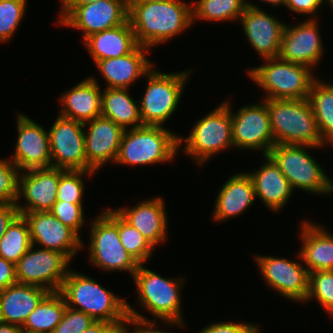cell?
Segmentation results:
<instances>
[{
    "instance_id": "5b68a950",
    "label": "cell",
    "mask_w": 333,
    "mask_h": 333,
    "mask_svg": "<svg viewBox=\"0 0 333 333\" xmlns=\"http://www.w3.org/2000/svg\"><path fill=\"white\" fill-rule=\"evenodd\" d=\"M265 64L247 70L250 79L265 90L264 99H308L314 78L310 67L279 57L264 59Z\"/></svg>"
},
{
    "instance_id": "603a6c76",
    "label": "cell",
    "mask_w": 333,
    "mask_h": 333,
    "mask_svg": "<svg viewBox=\"0 0 333 333\" xmlns=\"http://www.w3.org/2000/svg\"><path fill=\"white\" fill-rule=\"evenodd\" d=\"M162 197L143 200L136 206L115 209L155 248L167 238V216Z\"/></svg>"
},
{
    "instance_id": "b9f144b4",
    "label": "cell",
    "mask_w": 333,
    "mask_h": 333,
    "mask_svg": "<svg viewBox=\"0 0 333 333\" xmlns=\"http://www.w3.org/2000/svg\"><path fill=\"white\" fill-rule=\"evenodd\" d=\"M127 312L128 316L126 321L121 327V333H171L166 332L163 330L155 329V326H157V323L154 321L148 320L144 315L137 312V310H134L133 307L127 303ZM128 324H131L134 327L132 331H129ZM129 331V332H128ZM173 333V332H172Z\"/></svg>"
},
{
    "instance_id": "4316f807",
    "label": "cell",
    "mask_w": 333,
    "mask_h": 333,
    "mask_svg": "<svg viewBox=\"0 0 333 333\" xmlns=\"http://www.w3.org/2000/svg\"><path fill=\"white\" fill-rule=\"evenodd\" d=\"M217 194L213 220L219 222L239 216L256 199L254 185L248 173L232 175Z\"/></svg>"
},
{
    "instance_id": "e575fe53",
    "label": "cell",
    "mask_w": 333,
    "mask_h": 333,
    "mask_svg": "<svg viewBox=\"0 0 333 333\" xmlns=\"http://www.w3.org/2000/svg\"><path fill=\"white\" fill-rule=\"evenodd\" d=\"M119 237L126 251L139 263L144 264L151 258L154 247L129 222L119 214Z\"/></svg>"
},
{
    "instance_id": "bcb514c9",
    "label": "cell",
    "mask_w": 333,
    "mask_h": 333,
    "mask_svg": "<svg viewBox=\"0 0 333 333\" xmlns=\"http://www.w3.org/2000/svg\"><path fill=\"white\" fill-rule=\"evenodd\" d=\"M17 283L15 264L0 257V291Z\"/></svg>"
},
{
    "instance_id": "44dd1931",
    "label": "cell",
    "mask_w": 333,
    "mask_h": 333,
    "mask_svg": "<svg viewBox=\"0 0 333 333\" xmlns=\"http://www.w3.org/2000/svg\"><path fill=\"white\" fill-rule=\"evenodd\" d=\"M85 154L88 165L96 172L108 161L115 162L124 129L102 116L84 123Z\"/></svg>"
},
{
    "instance_id": "74e56055",
    "label": "cell",
    "mask_w": 333,
    "mask_h": 333,
    "mask_svg": "<svg viewBox=\"0 0 333 333\" xmlns=\"http://www.w3.org/2000/svg\"><path fill=\"white\" fill-rule=\"evenodd\" d=\"M27 0H0V42L14 35L25 16Z\"/></svg>"
},
{
    "instance_id": "c3c4849f",
    "label": "cell",
    "mask_w": 333,
    "mask_h": 333,
    "mask_svg": "<svg viewBox=\"0 0 333 333\" xmlns=\"http://www.w3.org/2000/svg\"><path fill=\"white\" fill-rule=\"evenodd\" d=\"M0 333H21V327L0 321Z\"/></svg>"
},
{
    "instance_id": "8992f818",
    "label": "cell",
    "mask_w": 333,
    "mask_h": 333,
    "mask_svg": "<svg viewBox=\"0 0 333 333\" xmlns=\"http://www.w3.org/2000/svg\"><path fill=\"white\" fill-rule=\"evenodd\" d=\"M132 279L138 291V301L145 310L160 321L184 327L179 293L183 278H165L140 264Z\"/></svg>"
},
{
    "instance_id": "ba28073f",
    "label": "cell",
    "mask_w": 333,
    "mask_h": 333,
    "mask_svg": "<svg viewBox=\"0 0 333 333\" xmlns=\"http://www.w3.org/2000/svg\"><path fill=\"white\" fill-rule=\"evenodd\" d=\"M182 142H185L182 152L199 165L233 147L230 107L225 102L218 105L195 123L187 138L179 137V146Z\"/></svg>"
},
{
    "instance_id": "d6986e66",
    "label": "cell",
    "mask_w": 333,
    "mask_h": 333,
    "mask_svg": "<svg viewBox=\"0 0 333 333\" xmlns=\"http://www.w3.org/2000/svg\"><path fill=\"white\" fill-rule=\"evenodd\" d=\"M19 174L18 199L16 202L20 215L37 211H49L57 201L60 168H33ZM25 198L27 206L18 203Z\"/></svg>"
},
{
    "instance_id": "4fadbf2b",
    "label": "cell",
    "mask_w": 333,
    "mask_h": 333,
    "mask_svg": "<svg viewBox=\"0 0 333 333\" xmlns=\"http://www.w3.org/2000/svg\"><path fill=\"white\" fill-rule=\"evenodd\" d=\"M84 123L58 115L48 131L51 167L94 171L85 154Z\"/></svg>"
},
{
    "instance_id": "681fc988",
    "label": "cell",
    "mask_w": 333,
    "mask_h": 333,
    "mask_svg": "<svg viewBox=\"0 0 333 333\" xmlns=\"http://www.w3.org/2000/svg\"><path fill=\"white\" fill-rule=\"evenodd\" d=\"M99 0H61L62 6H82L84 4H90L98 2Z\"/></svg>"
},
{
    "instance_id": "7a4b0ae2",
    "label": "cell",
    "mask_w": 333,
    "mask_h": 333,
    "mask_svg": "<svg viewBox=\"0 0 333 333\" xmlns=\"http://www.w3.org/2000/svg\"><path fill=\"white\" fill-rule=\"evenodd\" d=\"M59 292L69 308L86 313L94 321L116 324L121 328L127 319V301L82 273L69 270Z\"/></svg>"
},
{
    "instance_id": "ac0fdd59",
    "label": "cell",
    "mask_w": 333,
    "mask_h": 333,
    "mask_svg": "<svg viewBox=\"0 0 333 333\" xmlns=\"http://www.w3.org/2000/svg\"><path fill=\"white\" fill-rule=\"evenodd\" d=\"M240 22L251 47L263 59L279 56L285 23L275 19L251 2H248L240 17Z\"/></svg>"
},
{
    "instance_id": "9c48e42d",
    "label": "cell",
    "mask_w": 333,
    "mask_h": 333,
    "mask_svg": "<svg viewBox=\"0 0 333 333\" xmlns=\"http://www.w3.org/2000/svg\"><path fill=\"white\" fill-rule=\"evenodd\" d=\"M312 146L275 144L269 156L278 165L292 188L317 194H333V181L305 150Z\"/></svg>"
},
{
    "instance_id": "277c9868",
    "label": "cell",
    "mask_w": 333,
    "mask_h": 333,
    "mask_svg": "<svg viewBox=\"0 0 333 333\" xmlns=\"http://www.w3.org/2000/svg\"><path fill=\"white\" fill-rule=\"evenodd\" d=\"M164 126L143 125L124 130L115 163L151 165L174 160L179 137Z\"/></svg>"
},
{
    "instance_id": "4dcf8cb0",
    "label": "cell",
    "mask_w": 333,
    "mask_h": 333,
    "mask_svg": "<svg viewBox=\"0 0 333 333\" xmlns=\"http://www.w3.org/2000/svg\"><path fill=\"white\" fill-rule=\"evenodd\" d=\"M66 303L62 294L49 292L33 310L21 329L53 333L56 326L61 322Z\"/></svg>"
},
{
    "instance_id": "ab89813d",
    "label": "cell",
    "mask_w": 333,
    "mask_h": 333,
    "mask_svg": "<svg viewBox=\"0 0 333 333\" xmlns=\"http://www.w3.org/2000/svg\"><path fill=\"white\" fill-rule=\"evenodd\" d=\"M64 225L79 233L82 224H85L83 204H73L65 201H56L49 210Z\"/></svg>"
},
{
    "instance_id": "f907efd6",
    "label": "cell",
    "mask_w": 333,
    "mask_h": 333,
    "mask_svg": "<svg viewBox=\"0 0 333 333\" xmlns=\"http://www.w3.org/2000/svg\"><path fill=\"white\" fill-rule=\"evenodd\" d=\"M262 2H267L268 4L270 3L273 7L275 6H280L281 4L282 5H285L286 3V0H261Z\"/></svg>"
},
{
    "instance_id": "f546056e",
    "label": "cell",
    "mask_w": 333,
    "mask_h": 333,
    "mask_svg": "<svg viewBox=\"0 0 333 333\" xmlns=\"http://www.w3.org/2000/svg\"><path fill=\"white\" fill-rule=\"evenodd\" d=\"M101 116L112 120L124 130L143 126L139 102L129 95L128 89L105 88L101 93Z\"/></svg>"
},
{
    "instance_id": "52a82bcc",
    "label": "cell",
    "mask_w": 333,
    "mask_h": 333,
    "mask_svg": "<svg viewBox=\"0 0 333 333\" xmlns=\"http://www.w3.org/2000/svg\"><path fill=\"white\" fill-rule=\"evenodd\" d=\"M90 226V262L106 271H127L133 277L140 264L120 242L119 213L106 209Z\"/></svg>"
},
{
    "instance_id": "d4e9b609",
    "label": "cell",
    "mask_w": 333,
    "mask_h": 333,
    "mask_svg": "<svg viewBox=\"0 0 333 333\" xmlns=\"http://www.w3.org/2000/svg\"><path fill=\"white\" fill-rule=\"evenodd\" d=\"M48 293L43 287L21 283L0 291V321L22 327Z\"/></svg>"
},
{
    "instance_id": "5bb4252c",
    "label": "cell",
    "mask_w": 333,
    "mask_h": 333,
    "mask_svg": "<svg viewBox=\"0 0 333 333\" xmlns=\"http://www.w3.org/2000/svg\"><path fill=\"white\" fill-rule=\"evenodd\" d=\"M225 103L230 107L234 147L242 150L261 149L264 156L268 155L275 141L266 103H253L241 107L236 113L231 111L228 101Z\"/></svg>"
},
{
    "instance_id": "9a60e30c",
    "label": "cell",
    "mask_w": 333,
    "mask_h": 333,
    "mask_svg": "<svg viewBox=\"0 0 333 333\" xmlns=\"http://www.w3.org/2000/svg\"><path fill=\"white\" fill-rule=\"evenodd\" d=\"M260 274L269 287L292 301L305 302L308 294L309 271L301 262L274 256L255 257Z\"/></svg>"
},
{
    "instance_id": "83f0119b",
    "label": "cell",
    "mask_w": 333,
    "mask_h": 333,
    "mask_svg": "<svg viewBox=\"0 0 333 333\" xmlns=\"http://www.w3.org/2000/svg\"><path fill=\"white\" fill-rule=\"evenodd\" d=\"M302 248L298 252L307 270H333V235L323 226L305 221L301 223ZM308 266V267H307Z\"/></svg>"
},
{
    "instance_id": "d590c367",
    "label": "cell",
    "mask_w": 333,
    "mask_h": 333,
    "mask_svg": "<svg viewBox=\"0 0 333 333\" xmlns=\"http://www.w3.org/2000/svg\"><path fill=\"white\" fill-rule=\"evenodd\" d=\"M316 299L329 316L333 315V270L309 273L308 294L305 301Z\"/></svg>"
},
{
    "instance_id": "e0dca14e",
    "label": "cell",
    "mask_w": 333,
    "mask_h": 333,
    "mask_svg": "<svg viewBox=\"0 0 333 333\" xmlns=\"http://www.w3.org/2000/svg\"><path fill=\"white\" fill-rule=\"evenodd\" d=\"M18 138L12 162L20 171L51 167L49 133L24 114L17 116Z\"/></svg>"
},
{
    "instance_id": "ee69618b",
    "label": "cell",
    "mask_w": 333,
    "mask_h": 333,
    "mask_svg": "<svg viewBox=\"0 0 333 333\" xmlns=\"http://www.w3.org/2000/svg\"><path fill=\"white\" fill-rule=\"evenodd\" d=\"M323 2L324 0H286L285 7L296 14H308L310 16L316 13Z\"/></svg>"
},
{
    "instance_id": "f1b7e54d",
    "label": "cell",
    "mask_w": 333,
    "mask_h": 333,
    "mask_svg": "<svg viewBox=\"0 0 333 333\" xmlns=\"http://www.w3.org/2000/svg\"><path fill=\"white\" fill-rule=\"evenodd\" d=\"M82 41L94 63L127 55L138 46L128 20L120 26L94 33Z\"/></svg>"
},
{
    "instance_id": "3957f363",
    "label": "cell",
    "mask_w": 333,
    "mask_h": 333,
    "mask_svg": "<svg viewBox=\"0 0 333 333\" xmlns=\"http://www.w3.org/2000/svg\"><path fill=\"white\" fill-rule=\"evenodd\" d=\"M275 144L323 147L309 99H263Z\"/></svg>"
},
{
    "instance_id": "1f68e13d",
    "label": "cell",
    "mask_w": 333,
    "mask_h": 333,
    "mask_svg": "<svg viewBox=\"0 0 333 333\" xmlns=\"http://www.w3.org/2000/svg\"><path fill=\"white\" fill-rule=\"evenodd\" d=\"M314 116L324 144L333 145V84L315 79L309 93Z\"/></svg>"
},
{
    "instance_id": "d6a6232c",
    "label": "cell",
    "mask_w": 333,
    "mask_h": 333,
    "mask_svg": "<svg viewBox=\"0 0 333 333\" xmlns=\"http://www.w3.org/2000/svg\"><path fill=\"white\" fill-rule=\"evenodd\" d=\"M31 245L28 221L19 214L0 239V257L16 264Z\"/></svg>"
},
{
    "instance_id": "7dc6e473",
    "label": "cell",
    "mask_w": 333,
    "mask_h": 333,
    "mask_svg": "<svg viewBox=\"0 0 333 333\" xmlns=\"http://www.w3.org/2000/svg\"><path fill=\"white\" fill-rule=\"evenodd\" d=\"M82 333H121V328L116 324L95 321Z\"/></svg>"
},
{
    "instance_id": "6da1fadb",
    "label": "cell",
    "mask_w": 333,
    "mask_h": 333,
    "mask_svg": "<svg viewBox=\"0 0 333 333\" xmlns=\"http://www.w3.org/2000/svg\"><path fill=\"white\" fill-rule=\"evenodd\" d=\"M192 6L181 0L128 2V21L138 45L150 49L190 28Z\"/></svg>"
},
{
    "instance_id": "836d02e7",
    "label": "cell",
    "mask_w": 333,
    "mask_h": 333,
    "mask_svg": "<svg viewBox=\"0 0 333 333\" xmlns=\"http://www.w3.org/2000/svg\"><path fill=\"white\" fill-rule=\"evenodd\" d=\"M248 1L245 0H197L192 7V22L240 20Z\"/></svg>"
},
{
    "instance_id": "7bdbcfd3",
    "label": "cell",
    "mask_w": 333,
    "mask_h": 333,
    "mask_svg": "<svg viewBox=\"0 0 333 333\" xmlns=\"http://www.w3.org/2000/svg\"><path fill=\"white\" fill-rule=\"evenodd\" d=\"M199 333H260L256 324L216 322L205 326Z\"/></svg>"
},
{
    "instance_id": "60d3db41",
    "label": "cell",
    "mask_w": 333,
    "mask_h": 333,
    "mask_svg": "<svg viewBox=\"0 0 333 333\" xmlns=\"http://www.w3.org/2000/svg\"><path fill=\"white\" fill-rule=\"evenodd\" d=\"M94 322L86 313L66 306L61 322L53 333H82Z\"/></svg>"
},
{
    "instance_id": "7c38bea8",
    "label": "cell",
    "mask_w": 333,
    "mask_h": 333,
    "mask_svg": "<svg viewBox=\"0 0 333 333\" xmlns=\"http://www.w3.org/2000/svg\"><path fill=\"white\" fill-rule=\"evenodd\" d=\"M34 248L31 245L15 264L17 283L40 286L49 292L60 291L71 261L60 252Z\"/></svg>"
},
{
    "instance_id": "cb8c5ba5",
    "label": "cell",
    "mask_w": 333,
    "mask_h": 333,
    "mask_svg": "<svg viewBox=\"0 0 333 333\" xmlns=\"http://www.w3.org/2000/svg\"><path fill=\"white\" fill-rule=\"evenodd\" d=\"M266 162L254 172H248L251 177L255 197L273 211H280L292 196L293 188L278 165L269 156H264Z\"/></svg>"
},
{
    "instance_id": "816d5d0a",
    "label": "cell",
    "mask_w": 333,
    "mask_h": 333,
    "mask_svg": "<svg viewBox=\"0 0 333 333\" xmlns=\"http://www.w3.org/2000/svg\"><path fill=\"white\" fill-rule=\"evenodd\" d=\"M169 0H128V2H166Z\"/></svg>"
},
{
    "instance_id": "ffe728a7",
    "label": "cell",
    "mask_w": 333,
    "mask_h": 333,
    "mask_svg": "<svg viewBox=\"0 0 333 333\" xmlns=\"http://www.w3.org/2000/svg\"><path fill=\"white\" fill-rule=\"evenodd\" d=\"M317 19L312 16L297 26L286 24L280 46L279 58L312 68L323 55V46Z\"/></svg>"
},
{
    "instance_id": "db71d44e",
    "label": "cell",
    "mask_w": 333,
    "mask_h": 333,
    "mask_svg": "<svg viewBox=\"0 0 333 333\" xmlns=\"http://www.w3.org/2000/svg\"><path fill=\"white\" fill-rule=\"evenodd\" d=\"M328 3H329V5L331 6V8H333V0H326Z\"/></svg>"
},
{
    "instance_id": "8d00e7d4",
    "label": "cell",
    "mask_w": 333,
    "mask_h": 333,
    "mask_svg": "<svg viewBox=\"0 0 333 333\" xmlns=\"http://www.w3.org/2000/svg\"><path fill=\"white\" fill-rule=\"evenodd\" d=\"M95 174V171L64 170L60 169V178L57 189V201L73 204H83L84 181L83 175Z\"/></svg>"
},
{
    "instance_id": "f35d334b",
    "label": "cell",
    "mask_w": 333,
    "mask_h": 333,
    "mask_svg": "<svg viewBox=\"0 0 333 333\" xmlns=\"http://www.w3.org/2000/svg\"><path fill=\"white\" fill-rule=\"evenodd\" d=\"M20 170L9 159L0 160V203H16Z\"/></svg>"
},
{
    "instance_id": "7402d4cb",
    "label": "cell",
    "mask_w": 333,
    "mask_h": 333,
    "mask_svg": "<svg viewBox=\"0 0 333 333\" xmlns=\"http://www.w3.org/2000/svg\"><path fill=\"white\" fill-rule=\"evenodd\" d=\"M148 51L149 48L138 45L127 55L97 61L95 65L106 80V87L129 89L135 80L145 77L154 68L146 57Z\"/></svg>"
},
{
    "instance_id": "f6af8a7d",
    "label": "cell",
    "mask_w": 333,
    "mask_h": 333,
    "mask_svg": "<svg viewBox=\"0 0 333 333\" xmlns=\"http://www.w3.org/2000/svg\"><path fill=\"white\" fill-rule=\"evenodd\" d=\"M18 215L16 203H0V239Z\"/></svg>"
},
{
    "instance_id": "30bf717a",
    "label": "cell",
    "mask_w": 333,
    "mask_h": 333,
    "mask_svg": "<svg viewBox=\"0 0 333 333\" xmlns=\"http://www.w3.org/2000/svg\"><path fill=\"white\" fill-rule=\"evenodd\" d=\"M188 76V70L162 73L155 69L145 75L148 84L138 101L143 125H164L179 105Z\"/></svg>"
},
{
    "instance_id": "2e32d148",
    "label": "cell",
    "mask_w": 333,
    "mask_h": 333,
    "mask_svg": "<svg viewBox=\"0 0 333 333\" xmlns=\"http://www.w3.org/2000/svg\"><path fill=\"white\" fill-rule=\"evenodd\" d=\"M32 245L64 254L70 261L84 246L79 234L64 225L50 211L25 213Z\"/></svg>"
},
{
    "instance_id": "8fae6325",
    "label": "cell",
    "mask_w": 333,
    "mask_h": 333,
    "mask_svg": "<svg viewBox=\"0 0 333 333\" xmlns=\"http://www.w3.org/2000/svg\"><path fill=\"white\" fill-rule=\"evenodd\" d=\"M59 25L83 31V39L128 20V0H99L82 6H61Z\"/></svg>"
},
{
    "instance_id": "f5cc1de1",
    "label": "cell",
    "mask_w": 333,
    "mask_h": 333,
    "mask_svg": "<svg viewBox=\"0 0 333 333\" xmlns=\"http://www.w3.org/2000/svg\"><path fill=\"white\" fill-rule=\"evenodd\" d=\"M21 333H44V332H38V331H31V330L21 329Z\"/></svg>"
},
{
    "instance_id": "484cf974",
    "label": "cell",
    "mask_w": 333,
    "mask_h": 333,
    "mask_svg": "<svg viewBox=\"0 0 333 333\" xmlns=\"http://www.w3.org/2000/svg\"><path fill=\"white\" fill-rule=\"evenodd\" d=\"M89 77L60 96L63 105L59 115L82 123L101 116V87Z\"/></svg>"
}]
</instances>
